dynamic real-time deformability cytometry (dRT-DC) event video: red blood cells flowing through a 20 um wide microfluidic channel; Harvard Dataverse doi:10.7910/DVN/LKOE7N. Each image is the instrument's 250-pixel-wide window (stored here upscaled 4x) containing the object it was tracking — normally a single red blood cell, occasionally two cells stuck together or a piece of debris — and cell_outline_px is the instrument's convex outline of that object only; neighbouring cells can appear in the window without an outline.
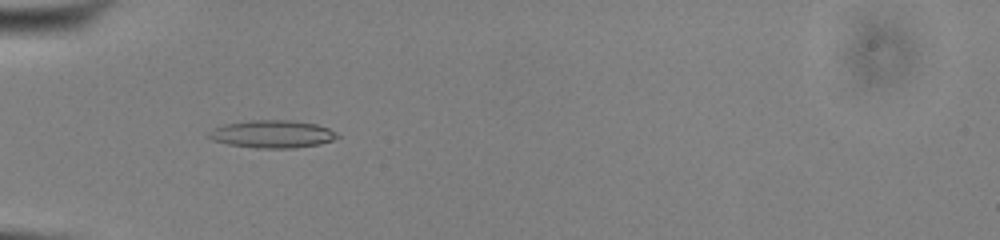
{"species": "common noctule bat (a hibernating species)", "species_latin": "Nyctalus noctula", "temperature_condition": "cold", "stored_images_in_passage": 36, "camera_frame_rate_fps": 3000, "um_per_image_px": 0.085, "animal": {"sex": "male", "body_mass_g": 13.0, "forearm_length_mm": 53.1}, "frame": {"image": 1, "passage_image": 1, "time_ms": 0.0, "image_size_px": [1000, 240], "cell_outline_px": [[340, 136], [332, 140], [320, 144], [292, 148], [256, 148], [228, 144], [212, 140], [208, 136], [208, 132], [212, 128], [224, 124], [248, 120], [292, 120], [316, 124], [328, 128], [336, 132]], "centroid_in_image_um": [23.12, 11.39], "position_along_channel_um": 61.9, "area_um2": 20.81}}
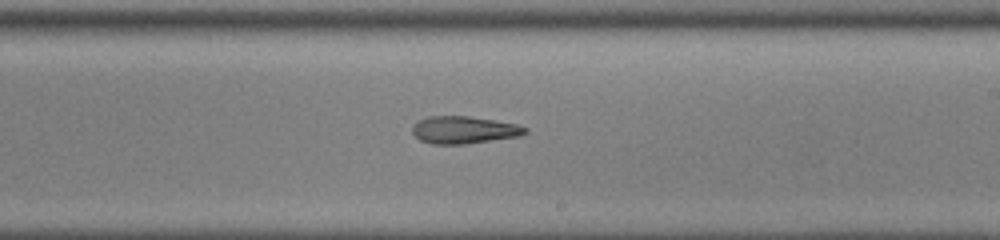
{"frame": {"image": 2, "passage_image": 16, "time_ms": 5.0, "image_size_px": [1000, 240], "cell_outline_px": [[528, 132], [520, 136], [464, 144], [432, 144], [420, 140], [412, 132], [412, 124], [428, 116], [468, 116], [496, 120], [516, 124], [528, 128]], "centroid_in_image_um": [39.44, 11.04], "position_along_channel_um": 249.6, "area_um2": 18.03}}
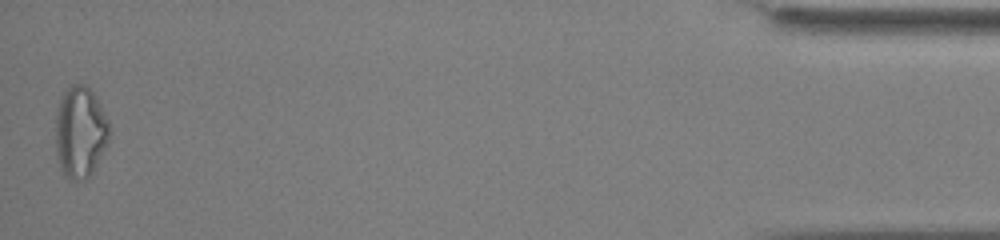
{"frame": {"image": 3, "passage_image": 36, "time_ms": 11.667, "image_size_px": [1000, 240], "cell_outline_px": [[108, 140], [92, 172], [84, 180], [72, 180], [64, 176], [60, 168], [56, 152], [56, 112], [60, 100], [64, 92], [72, 84], [84, 84], [92, 92], [100, 104], [108, 120]], "centroid_in_image_um": [6.79, 11.23], "position_along_channel_um": 428.4, "area_um2": 28.26}}